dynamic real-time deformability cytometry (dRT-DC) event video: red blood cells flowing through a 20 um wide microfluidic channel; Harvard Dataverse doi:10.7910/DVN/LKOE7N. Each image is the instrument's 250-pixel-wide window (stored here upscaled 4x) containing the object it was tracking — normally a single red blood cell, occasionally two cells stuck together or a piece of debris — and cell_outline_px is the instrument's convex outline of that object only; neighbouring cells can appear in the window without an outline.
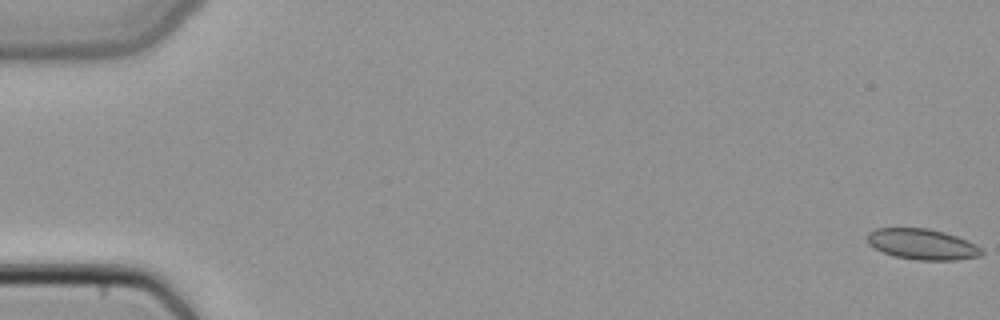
{"species": "common noctule bat (a hibernating species)", "species_latin": "Nyctalus noctula", "temperature_condition": "cold", "stored_images_in_passage": 50, "camera_frame_rate_fps": 3000, "um_per_image_px": 0.085, "animal": {"sex": "female", "body_mass_g": 22.7, "forearm_length_mm": 54.2}, "frame": {"image": 1, "passage_image": 1, "time_ms": 0.0, "image_size_px": [1000, 320], "cell_outline_px": [[984, 252], [980, 256], [956, 260], [916, 260], [896, 256], [884, 252], [868, 244], [868, 232], [876, 228], [928, 228], [944, 232], [968, 240], [976, 244]], "centroid_in_image_um": [78.42, 20.75], "position_along_channel_um": 6.6, "area_um2": 20.4}}
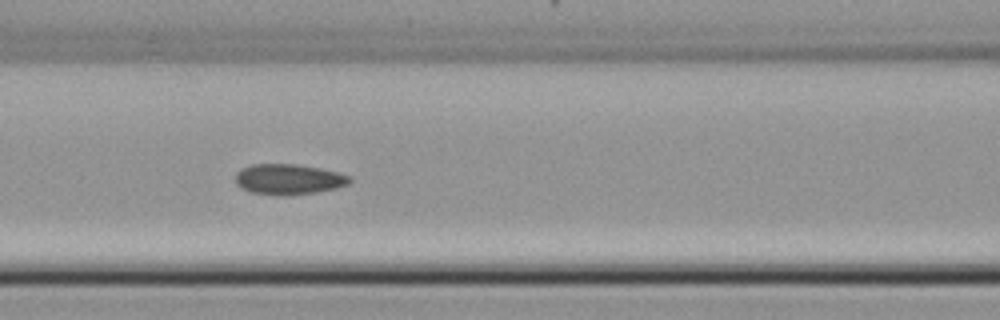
{"frame": {"image": 2, "passage_image": 23, "time_ms": 7.333, "image_size_px": [1000, 320], "cell_outline_px": [[352, 180], [348, 184], [336, 188], [316, 192], [252, 192], [240, 188], [236, 184], [236, 172], [240, 168], [252, 164], [296, 164], [320, 168], [340, 172], [352, 176]], "centroid_in_image_um": [24.56, 15.17], "position_along_channel_um": 142.0, "area_um2": 19.59}}
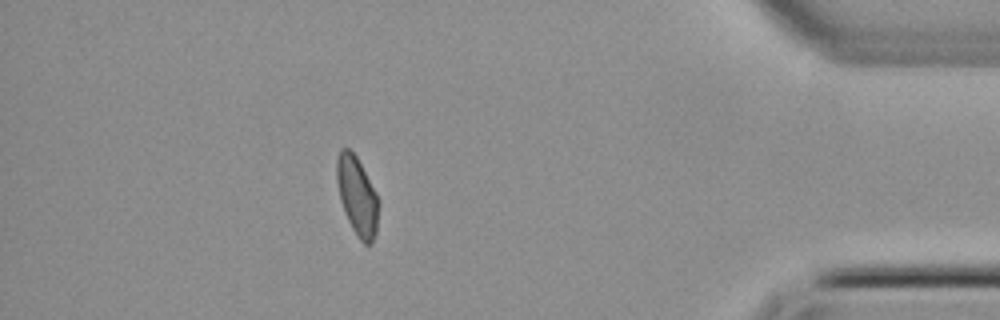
{"frame": {"image": 3, "passage_image": 45, "time_ms": 14.667, "image_size_px": [1000, 320], "cell_outline_px": [[380, 204], [376, 232], [372, 244], [364, 244], [360, 240], [352, 228], [344, 212], [340, 200], [336, 180], [336, 160], [340, 148], [348, 148], [356, 156], [376, 192], [380, 200]], "centroid_in_image_um": [30.36, 16.67], "position_along_channel_um": 404.8, "area_um2": 19.36}}